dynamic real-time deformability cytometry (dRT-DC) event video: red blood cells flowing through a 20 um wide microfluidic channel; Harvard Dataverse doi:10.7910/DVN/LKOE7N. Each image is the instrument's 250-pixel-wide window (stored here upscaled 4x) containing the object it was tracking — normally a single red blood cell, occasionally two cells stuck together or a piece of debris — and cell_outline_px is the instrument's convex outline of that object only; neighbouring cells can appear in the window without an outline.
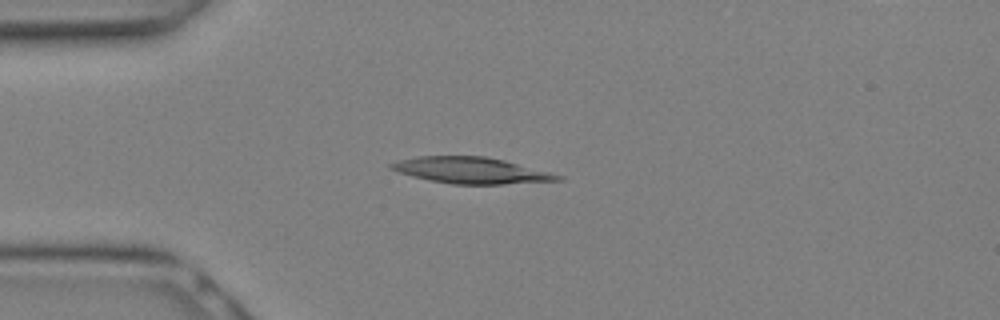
{"species": "Egyptian fruit bat (a non-hibernating species)", "species_latin": "Rousettus aegyptiacus", "temperature_condition": "warm", "stored_images_in_passage": 9, "camera_frame_rate_fps": 3000, "um_per_image_px": 0.085, "animal": {"sex": "female"}, "frame": {"image": 1, "passage_image": 6, "time_ms": 1.667, "image_size_px": [1000, 320], "cell_outline_px": [[564, 180], [504, 184], [452, 184], [428, 180], [396, 172], [388, 168], [388, 164], [400, 160], [416, 156], [484, 156], [504, 160], [564, 176]], "centroid_in_image_um": [40.0, 14.48], "position_along_channel_um": 45.0, "area_um2": 25.49}}
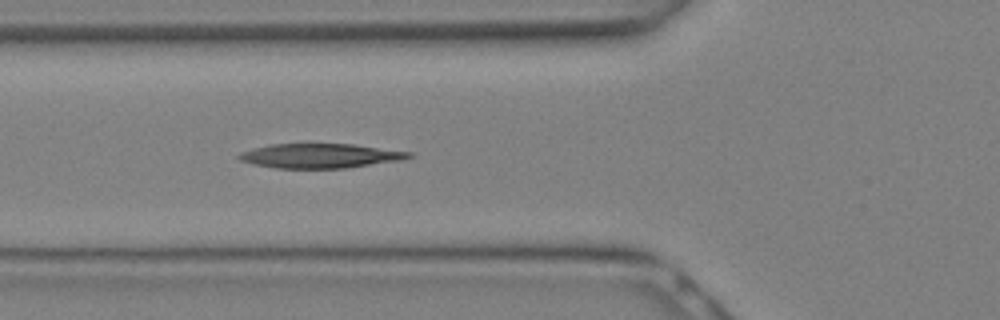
{"frame": {"image": 2, "passage_image": 9, "time_ms": 2.667, "image_size_px": [1000, 320], "cell_outline_px": [[416, 156], [400, 160], [348, 168], [276, 168], [252, 164], [240, 160], [236, 156], [240, 152], [252, 148], [272, 144], [308, 140], [352, 144], [412, 152]], "centroid_in_image_um": [27.17, 13.19], "position_along_channel_um": 98.6, "area_um2": 25.43}}